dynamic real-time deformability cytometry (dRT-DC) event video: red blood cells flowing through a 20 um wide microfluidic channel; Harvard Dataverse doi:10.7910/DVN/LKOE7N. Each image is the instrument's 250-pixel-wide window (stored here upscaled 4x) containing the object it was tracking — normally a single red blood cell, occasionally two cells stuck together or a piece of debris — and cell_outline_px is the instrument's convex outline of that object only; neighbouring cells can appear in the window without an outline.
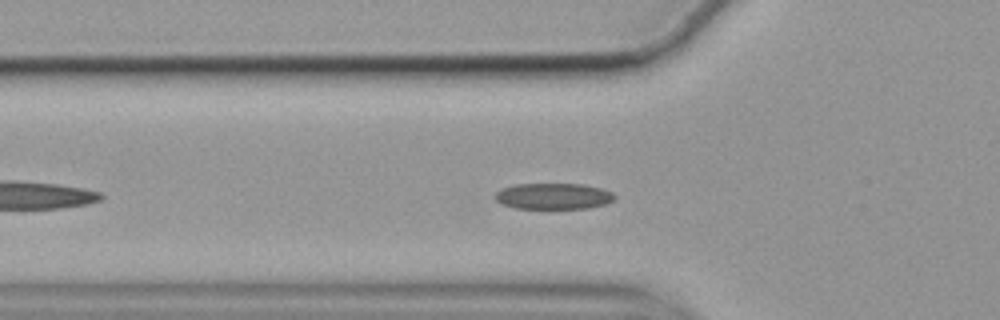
{"species": "common noctule bat (a hibernating species)", "species_latin": "Nyctalus noctula", "temperature_condition": "cold", "stored_images_in_passage": 47, "camera_frame_rate_fps": 3000, "um_per_image_px": 0.085, "animal": {"sex": "female", "body_mass_g": 19.9}, "frame": {"image": 1, "passage_image": 8, "time_ms": 2.333, "image_size_px": [1000, 320], "cell_outline_px": [[616, 196], [612, 200], [604, 204], [588, 208], [516, 208], [500, 204], [492, 196], [500, 188], [516, 184], [584, 184], [600, 188], [612, 192]], "centroid_in_image_um": [46.98, 16.67], "position_along_channel_um": 78.8, "area_um2": 18.21}}
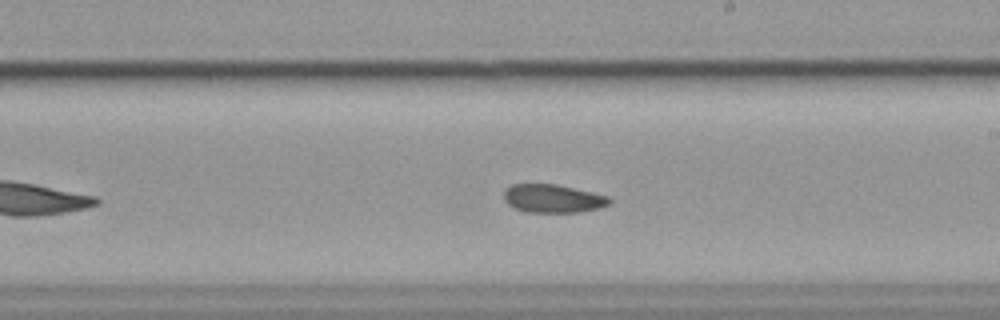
{"frame": {"image": 2, "passage_image": 22, "time_ms": 7.0, "image_size_px": [1000, 320], "cell_outline_px": [[612, 200], [608, 204], [600, 208], [580, 212], [528, 212], [516, 208], [508, 204], [504, 200], [504, 192], [512, 184], [556, 184], [592, 192], [608, 196]], "centroid_in_image_um": [47.01, 16.87], "position_along_channel_um": 242.0, "area_um2": 17.28}}
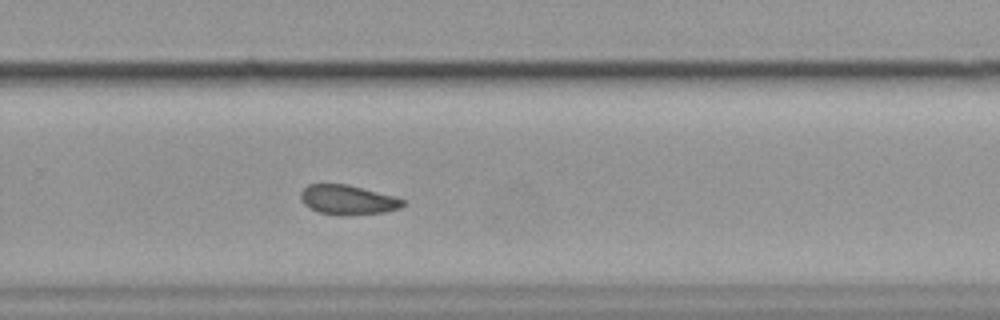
{"frame": {"image": 3, "passage_image": 27, "time_ms": 8.667, "image_size_px": [1000, 320], "cell_outline_px": [[404, 204], [400, 208], [384, 212], [340, 216], [320, 212], [308, 208], [300, 200], [300, 192], [308, 184], [348, 184], [392, 196], [404, 200]], "centroid_in_image_um": [29.5, 16.99], "position_along_channel_um": 300.3, "area_um2": 17.57}, "authors_computed_cell_mechanics": {"area_um2": 17.918, "velocity_mm_per_s": 3.498, "shape_relaxation_time_tau1_ms": 8.4323, "shape_relaxation_time_tau2_ms": null, "deformation_change_tau1": 0.1459, "deformation_change_tau2": null}}